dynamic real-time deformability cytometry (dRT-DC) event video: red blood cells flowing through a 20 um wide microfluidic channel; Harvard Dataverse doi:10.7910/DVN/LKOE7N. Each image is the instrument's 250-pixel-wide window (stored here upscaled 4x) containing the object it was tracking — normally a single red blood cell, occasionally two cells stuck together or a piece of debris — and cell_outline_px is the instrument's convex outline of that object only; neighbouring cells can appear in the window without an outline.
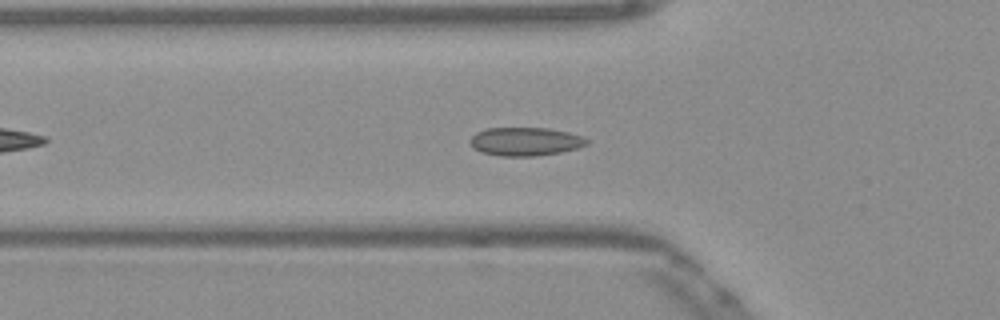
{"species": "Egyptian fruit bat (a non-hibernating species)", "species_latin": "Rousettus aegyptiacus", "temperature_condition": "warm", "stored_images_in_passage": 45, "camera_frame_rate_fps": 3000, "um_per_image_px": 0.085, "frame": {"image": 1, "passage_image": 9, "time_ms": 2.667, "image_size_px": [1000, 320], "cell_outline_px": [[588, 144], [576, 148], [560, 152], [536, 156], [500, 156], [484, 152], [472, 148], [468, 140], [476, 132], [488, 128], [548, 128], [568, 132], [584, 136], [588, 140]], "centroid_in_image_um": [44.64, 12.02], "position_along_channel_um": 81.2, "area_um2": 19.36}}
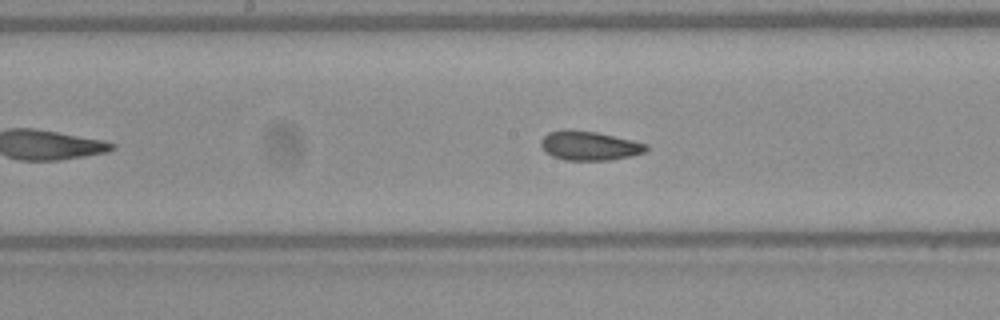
{"frame": {"image": 2, "passage_image": 18, "time_ms": 5.667, "image_size_px": [1000, 320], "cell_outline_px": [[648, 148], [644, 152], [632, 156], [608, 160], [564, 160], [552, 156], [544, 152], [540, 144], [540, 140], [548, 132], [564, 128], [568, 128], [596, 132], [632, 140], [648, 144]], "centroid_in_image_um": [50.04, 12.37], "position_along_channel_um": 198.2, "area_um2": 18.15}}
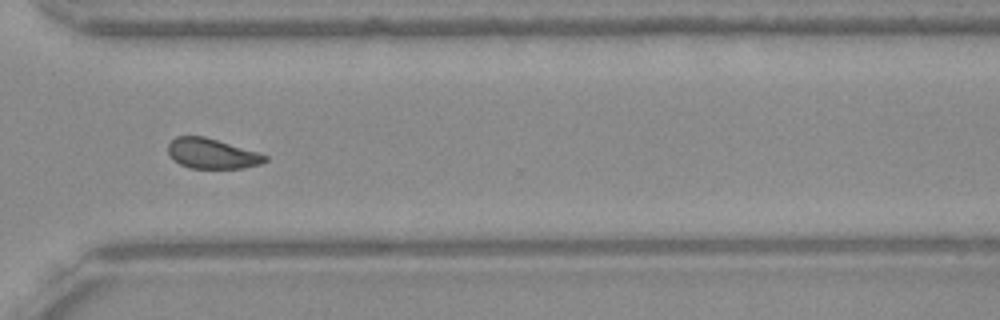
{"frame": {"image": 3, "passage_image": 30, "time_ms": 9.667, "image_size_px": [1000, 320], "cell_outline_px": [[268, 160], [260, 164], [244, 168], [188, 168], [180, 164], [168, 152], [168, 144], [176, 136], [204, 136], [256, 152], [268, 156]], "centroid_in_image_um": [18.02, 13.06], "position_along_channel_um": 352.6, "area_um2": 16.76}, "authors_computed_cell_mechanics": {"area_um2": 17.8602, "velocity_mm_per_s": 3.8642, "shape_relaxation_time_tau1_ms": 9.4002, "shape_relaxation_time_tau2_ms": 1.2248, "deformation_change_tau1": 0.1246, "deformation_change_tau2": 0.0502}}